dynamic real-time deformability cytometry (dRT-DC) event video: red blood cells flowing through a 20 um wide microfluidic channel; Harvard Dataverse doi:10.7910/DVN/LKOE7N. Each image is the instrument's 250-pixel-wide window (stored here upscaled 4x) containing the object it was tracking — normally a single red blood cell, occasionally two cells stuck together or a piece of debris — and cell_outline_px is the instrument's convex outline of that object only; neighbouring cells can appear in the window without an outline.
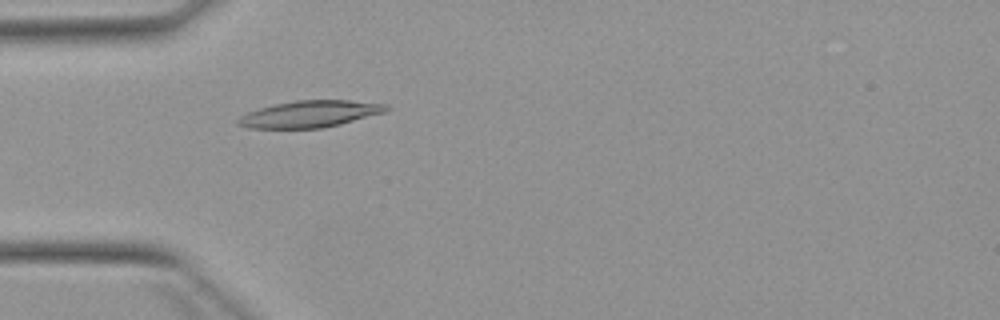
{"species": "Egyptian fruit bat (a non-hibernating species)", "species_latin": "Rousettus aegyptiacus", "temperature_condition": "warm", "stored_images_in_passage": 1, "camera_frame_rate_fps": 3000, "um_per_image_px": 0.085, "animal": {"sex": "female"}, "frame": {"image": 1, "passage_image": 1, "time_ms": 0.0, "image_size_px": [1000, 320], "cell_outline_px": [[392, 108], [384, 112], [340, 124], [324, 128], [248, 128], [236, 124], [236, 120], [240, 116], [248, 112], [260, 108], [276, 104], [296, 100], [348, 100], [388, 104]], "centroid_in_image_um": [26.34, 9.69], "position_along_channel_um": 58.7, "area_um2": 23.0}}